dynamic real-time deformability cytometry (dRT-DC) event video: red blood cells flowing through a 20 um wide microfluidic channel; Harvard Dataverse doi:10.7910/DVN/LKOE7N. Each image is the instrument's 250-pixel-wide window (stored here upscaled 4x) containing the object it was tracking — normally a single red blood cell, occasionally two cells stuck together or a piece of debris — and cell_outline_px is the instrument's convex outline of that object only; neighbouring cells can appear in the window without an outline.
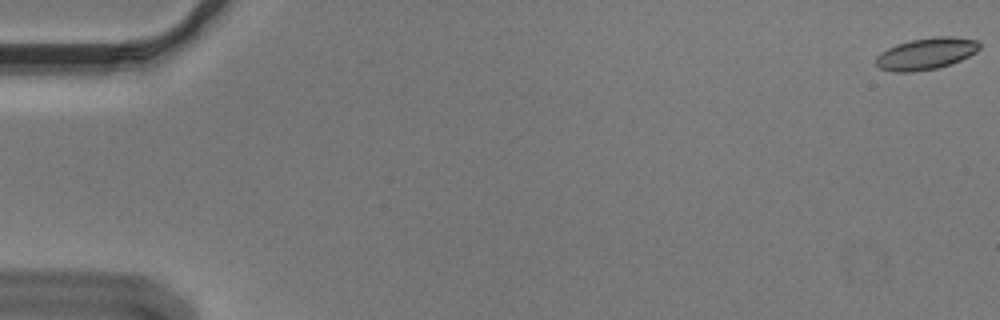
{"species": "Egyptian fruit bat (a non-hibernating species)", "species_latin": "Rousettus aegyptiacus", "temperature_condition": "cold", "stored_images_in_passage": 8, "camera_frame_rate_fps": 3000, "um_per_image_px": 0.085, "animal": {"sex": "male"}, "frame": {"image": 1, "passage_image": 1, "time_ms": 0.0, "image_size_px": [1000, 320], "cell_outline_px": [[980, 48], [976, 52], [952, 64], [936, 68], [912, 72], [892, 72], [880, 68], [876, 64], [876, 56], [880, 52], [896, 44], [912, 40], [932, 36], [952, 36], [976, 40], [980, 44]], "centroid_in_image_um": [78.71, 4.56], "position_along_channel_um": 6.3, "area_um2": 19.19}}